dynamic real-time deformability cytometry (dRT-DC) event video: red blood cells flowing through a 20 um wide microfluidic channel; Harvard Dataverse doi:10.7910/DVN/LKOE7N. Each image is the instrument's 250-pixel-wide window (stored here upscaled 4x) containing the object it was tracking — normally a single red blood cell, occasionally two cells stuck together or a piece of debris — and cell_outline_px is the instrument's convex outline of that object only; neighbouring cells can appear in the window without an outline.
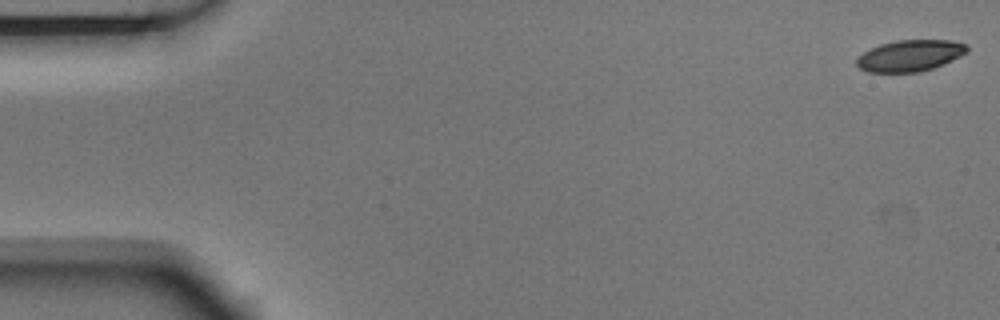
{"species": "Egyptian fruit bat (a non-hibernating species)", "species_latin": "Rousettus aegyptiacus", "temperature_condition": "room temperature", "stored_images_in_passage": 6, "camera_frame_rate_fps": 3000, "um_per_image_px": 0.085, "animal": {"sex": "male"}, "frame": {"image": 1, "passage_image": 1, "time_ms": 0.0, "image_size_px": [1000, 320], "cell_outline_px": [[968, 52], [944, 64], [920, 72], [868, 72], [860, 68], [856, 64], [856, 60], [864, 52], [880, 44], [896, 40], [952, 40], [968, 44]], "centroid_in_image_um": [77.39, 4.72], "position_along_channel_um": 7.6, "area_um2": 20.17}}
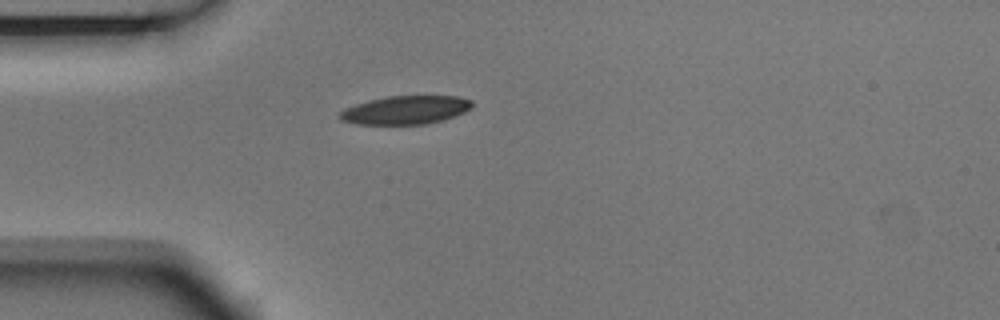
{"frame": {"image": 2, "passage_image": 5, "time_ms": 1.333, "image_size_px": [1000, 320], "cell_outline_px": [[472, 108], [464, 112], [440, 120], [424, 124], [356, 124], [340, 120], [340, 112], [344, 108], [368, 100], [388, 96], [460, 96], [472, 100]], "centroid_in_image_um": [34.46, 9.34], "position_along_channel_um": 50.5, "area_um2": 21.79}}